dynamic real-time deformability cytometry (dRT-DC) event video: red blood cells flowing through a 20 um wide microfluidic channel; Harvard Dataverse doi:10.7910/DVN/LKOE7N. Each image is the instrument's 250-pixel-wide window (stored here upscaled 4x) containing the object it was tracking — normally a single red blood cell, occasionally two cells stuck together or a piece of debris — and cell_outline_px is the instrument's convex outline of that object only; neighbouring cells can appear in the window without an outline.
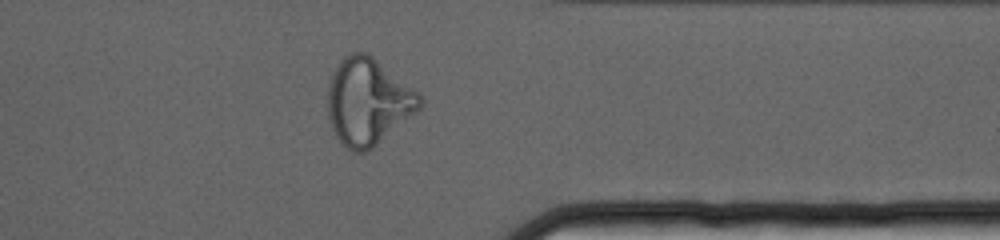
{"species": "human", "species_latin": "Homo sapiens", "temperature_condition": "cold", "stored_images_in_passage": 55, "camera_frame_rate_fps": 3000, "um_per_image_px": 0.085, "donor": {"sex": "female"}, "frame": {"image": 1, "passage_image": 47, "time_ms": 15.333, "image_size_px": [1000, 240], "cell_outline_px": [[424, 104], [416, 112], [372, 148], [364, 152], [352, 152], [340, 144], [332, 128], [328, 116], [328, 84], [340, 60], [344, 56], [352, 52], [368, 52], [420, 92], [424, 100]], "centroid_in_image_um": [31.3, 8.62], "position_along_channel_um": 380.1, "area_um2": 46.76}}